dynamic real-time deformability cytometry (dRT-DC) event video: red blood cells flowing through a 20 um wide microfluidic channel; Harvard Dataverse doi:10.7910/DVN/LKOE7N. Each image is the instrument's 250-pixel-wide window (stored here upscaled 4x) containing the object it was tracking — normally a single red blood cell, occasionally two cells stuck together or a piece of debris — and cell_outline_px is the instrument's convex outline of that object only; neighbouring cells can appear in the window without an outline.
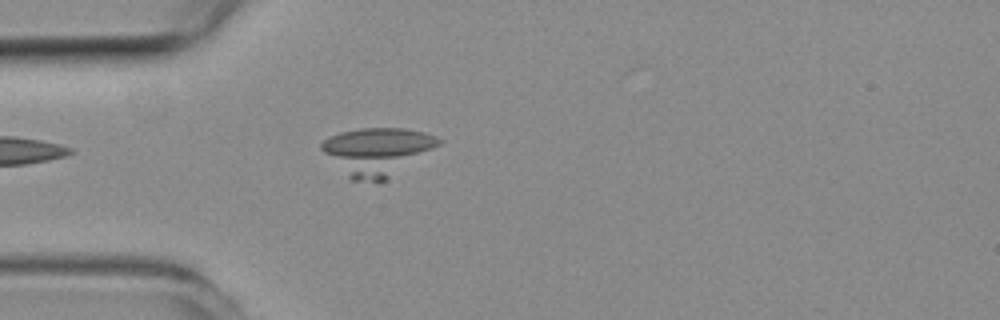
{"species": "common noctule bat (a hibernating species)", "species_latin": "Nyctalus noctula", "temperature_condition": "room temperature", "stored_images_in_passage": 14, "camera_frame_rate_fps": 3000, "um_per_image_px": 0.085, "animal": {"sex": "female", "body_mass_g": 19.3, "forearm_length_mm": 54.1}, "frame": {"image": 1, "passage_image": 3, "time_ms": 0.667, "image_size_px": [1000, 320], "cell_outline_px": [[444, 140], [440, 144], [384, 180], [352, 180], [320, 148], [320, 144], [324, 140], [340, 132], [360, 128], [404, 128], [424, 132]], "centroid_in_image_um": [32.06, 12.82], "position_along_channel_um": 52.9, "area_um2": 31.44}}
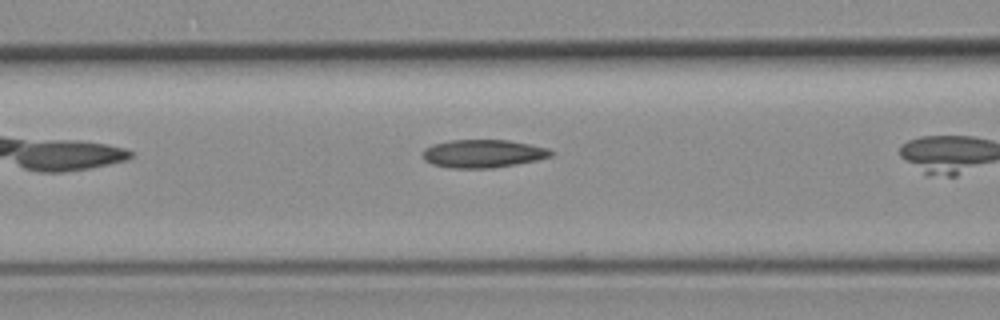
{"frame": {"image": 2, "passage_image": 6, "time_ms": 1.667, "image_size_px": [1000, 320], "cell_outline_px": [[556, 152], [552, 156], [536, 160], [516, 164], [492, 168], [452, 168], [432, 164], [424, 160], [424, 148], [432, 144], [448, 140], [508, 140], [548, 148]], "centroid_in_image_um": [41.06, 13.05], "position_along_channel_um": 125.5, "area_um2": 20.98}}
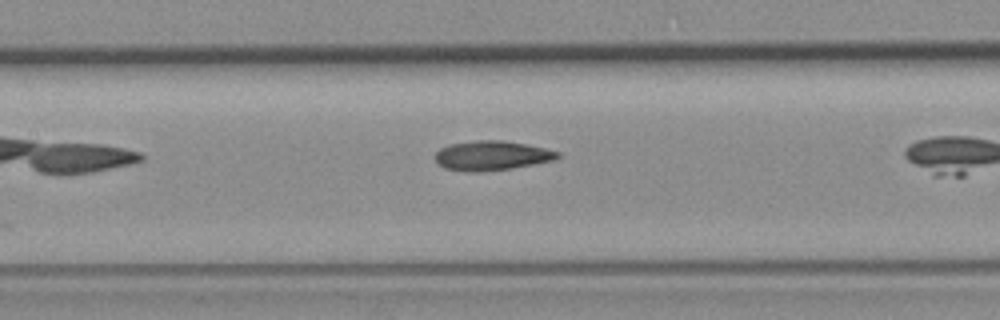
{"frame": {"image": 3, "passage_image": 9, "time_ms": 2.667, "image_size_px": [1000, 320], "cell_outline_px": [[560, 156], [556, 160], [512, 168], [480, 172], [472, 172], [444, 168], [436, 160], [436, 152], [440, 148], [448, 144], [476, 140], [504, 140], [544, 148], [560, 152]], "centroid_in_image_um": [41.81, 13.22], "position_along_channel_um": 165.6, "area_um2": 21.04}}